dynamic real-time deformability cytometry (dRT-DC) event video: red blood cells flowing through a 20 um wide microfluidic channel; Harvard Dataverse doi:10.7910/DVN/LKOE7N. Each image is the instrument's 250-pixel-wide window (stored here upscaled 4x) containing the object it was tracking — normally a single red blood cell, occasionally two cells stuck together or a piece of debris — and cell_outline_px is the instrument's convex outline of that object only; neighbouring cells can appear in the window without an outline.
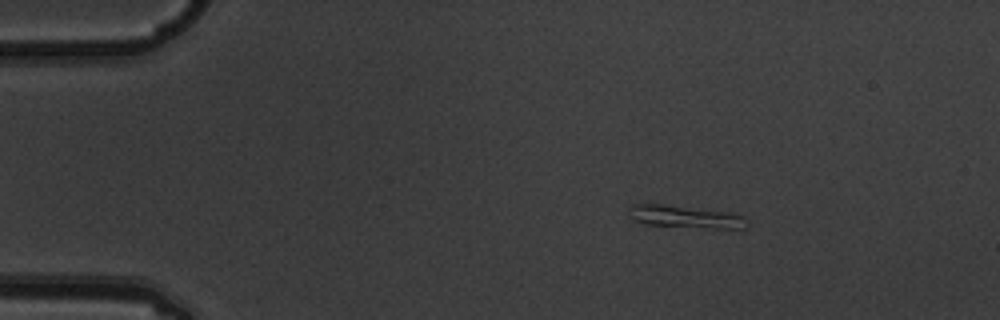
{"species": "common noctule bat (a hibernating species)", "species_latin": "Nyctalus noctula", "temperature_condition": "warm", "stored_images_in_passage": 4, "camera_frame_rate_fps": 3000, "um_per_image_px": 0.085, "animal": {"sex": "male", "body_mass_g": 19.5, "forearm_length_mm": 54.6}, "frame": {"image": 1, "passage_image": 2, "time_ms": 0.333, "image_size_px": [1000, 320], "cell_outline_px": [[748, 228], [716, 228], [644, 224], [632, 220], [632, 204], [664, 204], [732, 212], [744, 216], [748, 224]], "centroid_in_image_um": [58.34, 18.42], "position_along_channel_um": 26.7, "area_um2": 15.26}}